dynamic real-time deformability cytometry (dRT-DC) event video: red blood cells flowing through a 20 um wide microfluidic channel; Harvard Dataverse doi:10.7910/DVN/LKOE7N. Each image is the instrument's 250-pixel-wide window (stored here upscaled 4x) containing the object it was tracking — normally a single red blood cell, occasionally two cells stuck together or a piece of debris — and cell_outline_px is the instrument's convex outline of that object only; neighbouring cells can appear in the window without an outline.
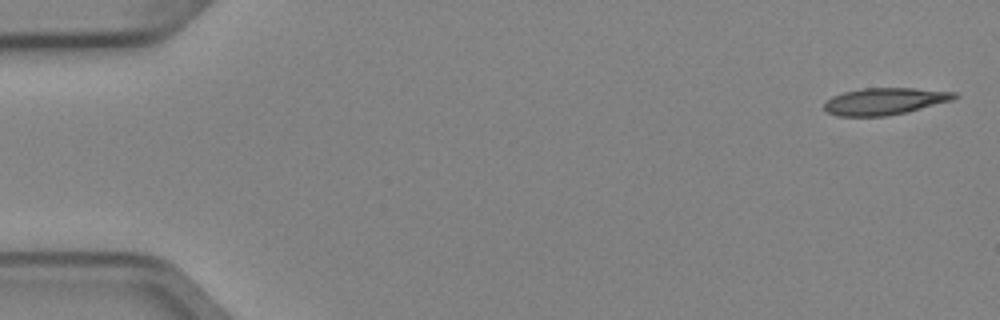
{"species": "Egyptian fruit bat (a non-hibernating species)", "species_latin": "Rousettus aegyptiacus", "temperature_condition": "cold", "stored_images_in_passage": 5, "camera_frame_rate_fps": 3000, "um_per_image_px": 0.085, "animal": {"sex": "female"}, "frame": {"image": 1, "passage_image": 1, "time_ms": 0.0, "image_size_px": [1000, 320], "cell_outline_px": [[960, 96], [952, 100], [908, 112], [884, 116], [836, 116], [828, 112], [824, 108], [824, 104], [832, 96], [844, 92], [864, 88], [916, 88], [956, 92]], "centroid_in_image_um": [75.23, 8.6], "position_along_channel_um": 9.8, "area_um2": 20.4}}
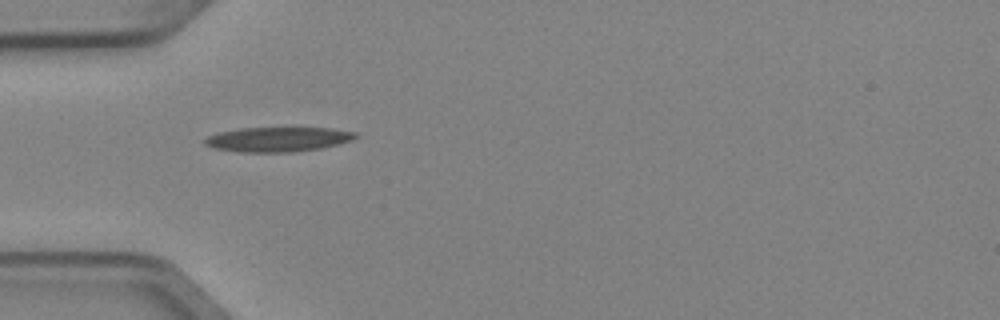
{"frame": {"image": 2, "passage_image": 4, "time_ms": 1.0, "image_size_px": [1000, 320], "cell_outline_px": [[360, 136], [352, 140], [320, 148], [292, 152], [240, 152], [212, 148], [204, 144], [204, 140], [208, 136], [220, 132], [240, 128], [332, 128], [356, 132]], "centroid_in_image_um": [23.62, 11.84], "position_along_channel_um": 61.4, "area_um2": 21.62}}
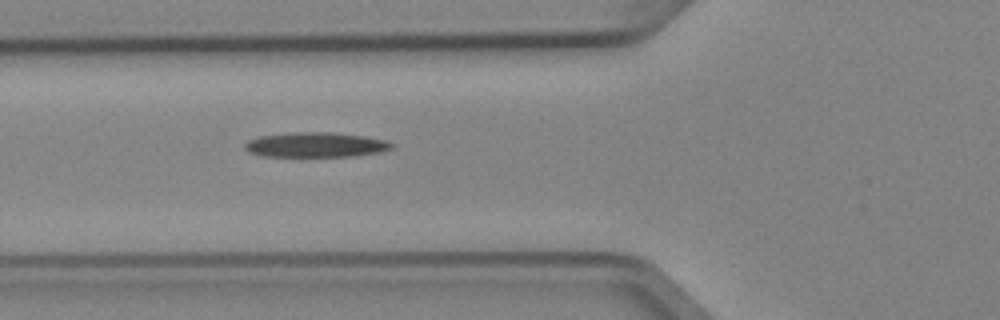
{"frame": {"image": 3, "passage_image": 5, "time_ms": 1.333, "image_size_px": [1000, 320], "cell_outline_px": [[396, 144], [392, 148], [380, 152], [352, 156], [260, 156], [248, 152], [244, 148], [244, 144], [248, 140], [260, 136], [288, 132], [332, 132], [364, 136], [388, 140]], "centroid_in_image_um": [26.84, 12.3], "position_along_channel_um": 99.0, "area_um2": 21.5}}